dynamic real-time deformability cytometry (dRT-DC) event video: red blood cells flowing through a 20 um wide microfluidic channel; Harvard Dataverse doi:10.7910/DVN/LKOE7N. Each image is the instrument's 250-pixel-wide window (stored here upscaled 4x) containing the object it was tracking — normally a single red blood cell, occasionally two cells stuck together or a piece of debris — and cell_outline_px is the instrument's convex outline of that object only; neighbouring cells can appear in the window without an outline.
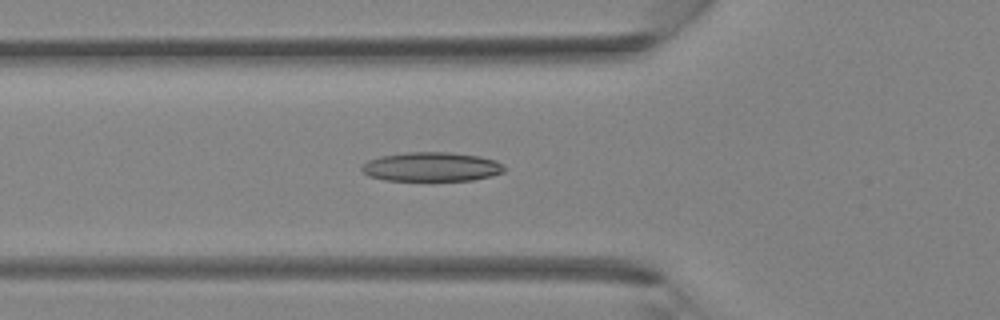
{"species": "Egyptian fruit bat (a non-hibernating species)", "species_latin": "Rousettus aegyptiacus", "temperature_condition": "room temperature", "stored_images_in_passage": 24, "camera_frame_rate_fps": 3000, "um_per_image_px": 0.085, "animal": {"sex": "female"}, "frame": {"image": 1, "passage_image": 4, "time_ms": 1.0, "image_size_px": [1000, 320], "cell_outline_px": [[504, 172], [492, 176], [472, 180], [384, 180], [368, 176], [360, 168], [368, 160], [380, 156], [408, 152], [448, 152], [480, 156], [496, 160], [504, 164]], "centroid_in_image_um": [36.7, 14.17], "position_along_channel_um": 89.1, "area_um2": 24.28}}
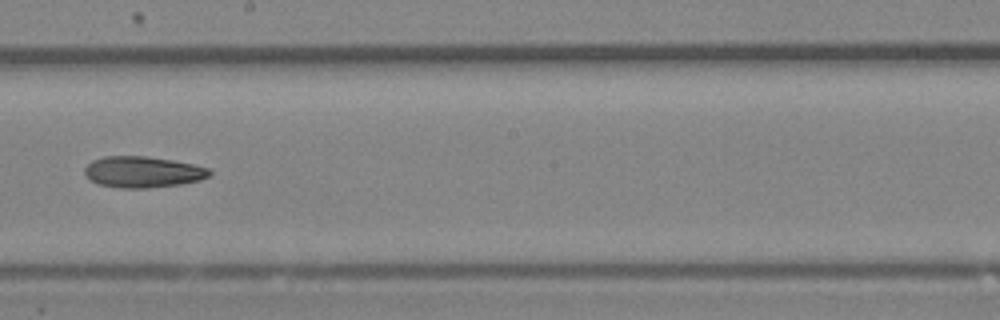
{"frame": {"image": 2, "passage_image": 12, "time_ms": 3.667, "image_size_px": [1000, 320], "cell_outline_px": [[212, 172], [208, 176], [200, 180], [180, 184], [148, 188], [120, 188], [96, 184], [88, 180], [84, 176], [84, 168], [92, 160], [104, 156], [144, 156], [172, 160], [192, 164], [208, 168]], "centroid_in_image_um": [12.07, 14.62], "position_along_channel_um": 236.1, "area_um2": 22.83}}
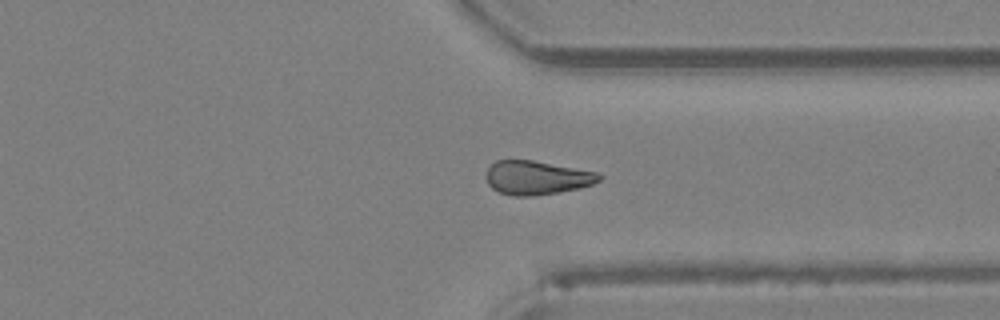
{"frame": {"image": 3, "passage_image": 19, "time_ms": 6.0, "image_size_px": [1000, 320], "cell_outline_px": [[604, 176], [600, 180], [592, 184], [580, 188], [556, 192], [528, 196], [512, 196], [500, 192], [492, 188], [488, 184], [484, 176], [488, 168], [496, 160], [532, 160], [596, 172]], "centroid_in_image_um": [45.59, 15.1], "position_along_channel_um": 365.8, "area_um2": 22.14}}